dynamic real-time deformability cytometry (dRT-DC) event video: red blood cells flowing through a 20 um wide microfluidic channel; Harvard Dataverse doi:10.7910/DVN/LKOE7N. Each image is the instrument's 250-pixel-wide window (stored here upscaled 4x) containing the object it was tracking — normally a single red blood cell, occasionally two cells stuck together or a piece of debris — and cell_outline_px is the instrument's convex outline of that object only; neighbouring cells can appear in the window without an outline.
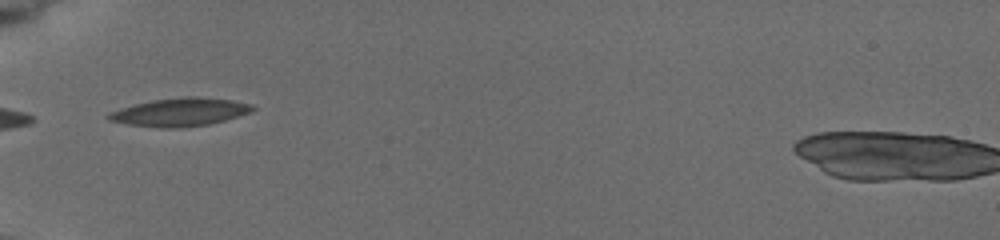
{"species": "common noctule bat (a hibernating species)", "species_latin": "Nyctalus noctula", "temperature_condition": "cold", "stored_images_in_passage": 3, "camera_frame_rate_fps": 3000, "um_per_image_px": 0.085, "animal": {"sex": "female", "body_mass_g": 19.5, "forearm_length_mm": 54.1}, "frame": {"image": 1, "passage_image": 1, "time_ms": 0.0, "image_size_px": [1000, 240], "cell_outline_px": [[256, 108], [248, 112], [224, 120], [208, 124], [180, 128], [160, 128], [128, 124], [108, 120], [104, 116], [108, 112], [120, 108], [152, 100], [184, 96], [196, 96], [232, 100], [252, 104]], "centroid_in_image_um": [15.24, 9.52], "position_along_channel_um": 69.8, "area_um2": 23.58}}
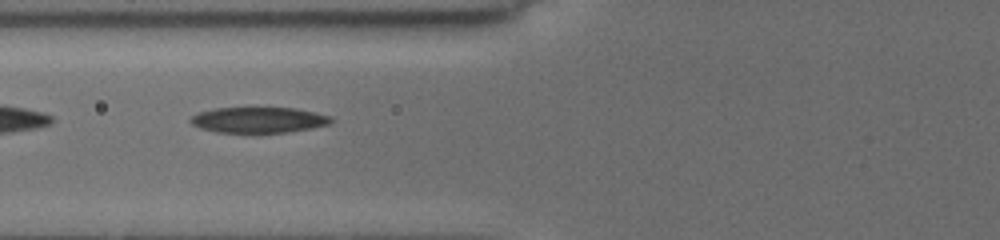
{"frame": {"image": 2, "passage_image": 2, "time_ms": 1.0, "image_size_px": [1000, 240], "cell_outline_px": [[332, 124], [312, 128], [288, 132], [260, 136], [216, 132], [200, 128], [192, 124], [188, 120], [192, 116], [200, 112], [216, 108], [296, 108], [316, 112], [332, 116]], "centroid_in_image_um": [22.01, 10.25], "position_along_channel_um": 103.8, "area_um2": 22.08}}